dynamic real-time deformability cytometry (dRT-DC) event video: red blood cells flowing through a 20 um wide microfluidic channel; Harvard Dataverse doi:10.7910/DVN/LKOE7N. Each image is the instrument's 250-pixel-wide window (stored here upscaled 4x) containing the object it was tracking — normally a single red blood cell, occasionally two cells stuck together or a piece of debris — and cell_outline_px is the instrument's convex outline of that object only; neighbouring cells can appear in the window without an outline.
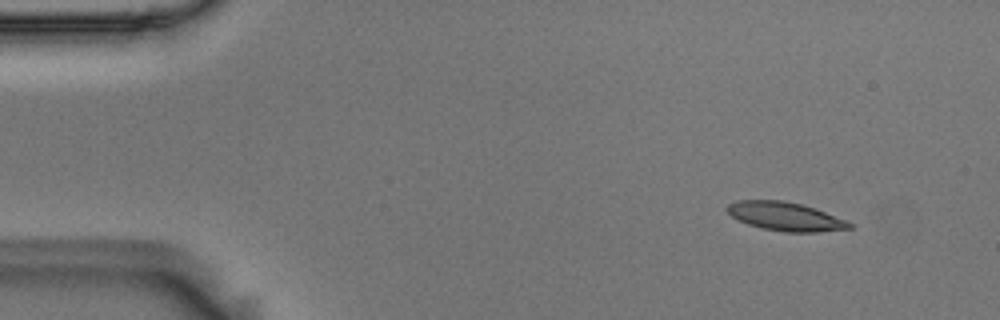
{"species": "Egyptian fruit bat (a non-hibernating species)", "species_latin": "Rousettus aegyptiacus", "temperature_condition": "room temperature", "stored_images_in_passage": 50, "camera_frame_rate_fps": 3000, "um_per_image_px": 0.085, "animal": {"sex": "male"}, "frame": {"image": 1, "passage_image": 1, "time_ms": 0.0, "image_size_px": [1000, 320], "cell_outline_px": [[856, 224], [852, 228], [816, 232], [784, 232], [764, 228], [748, 224], [736, 220], [724, 208], [728, 204], [736, 200], [784, 200], [816, 208]], "centroid_in_image_um": [66.76, 18.39], "position_along_channel_um": 18.2, "area_um2": 20.58}}
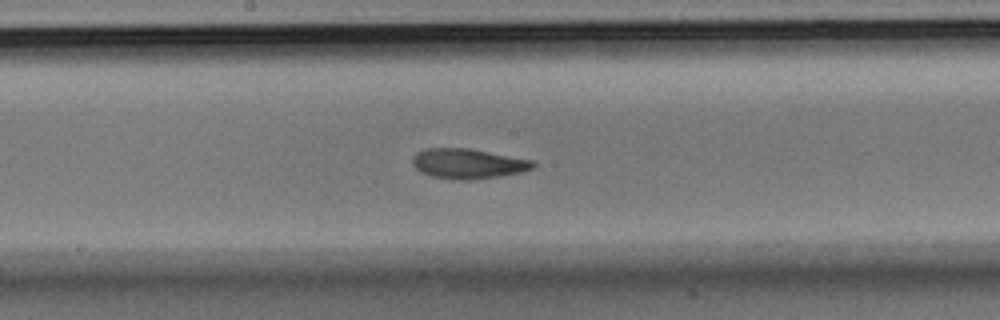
{"frame": {"image": 2, "passage_image": 24, "time_ms": 7.667, "image_size_px": [1000, 320], "cell_outline_px": [[536, 164], [532, 168], [524, 172], [500, 176], [472, 180], [456, 180], [432, 176], [420, 172], [412, 164], [412, 156], [416, 152], [424, 148], [472, 148], [532, 160]], "centroid_in_image_um": [39.77, 13.9], "position_along_channel_um": 208.4, "area_um2": 21.39}}
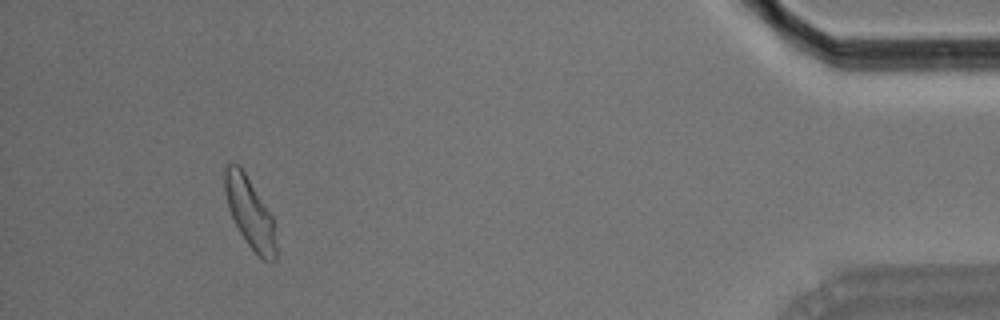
{"frame": {"image": 3, "passage_image": 46, "time_ms": 15.0, "image_size_px": [1000, 320], "cell_outline_px": [[276, 260], [272, 264], [264, 260], [244, 240], [228, 208], [224, 192], [224, 168], [228, 164], [240, 164], [272, 216], [276, 244]], "centroid_in_image_um": [21.23, 18.07], "position_along_channel_um": 414.0, "area_um2": 20.92}, "authors_computed_cell_mechanics": {"area_um2": 20.9525, "velocity_mm_per_s": 3.6825, "shape_relaxation_time_tau1_ms": 7.1927, "shape_relaxation_time_tau2_ms": 2.6165, "deformation_change_tau1": 0.1783, "deformation_change_tau2": 0.0904}}